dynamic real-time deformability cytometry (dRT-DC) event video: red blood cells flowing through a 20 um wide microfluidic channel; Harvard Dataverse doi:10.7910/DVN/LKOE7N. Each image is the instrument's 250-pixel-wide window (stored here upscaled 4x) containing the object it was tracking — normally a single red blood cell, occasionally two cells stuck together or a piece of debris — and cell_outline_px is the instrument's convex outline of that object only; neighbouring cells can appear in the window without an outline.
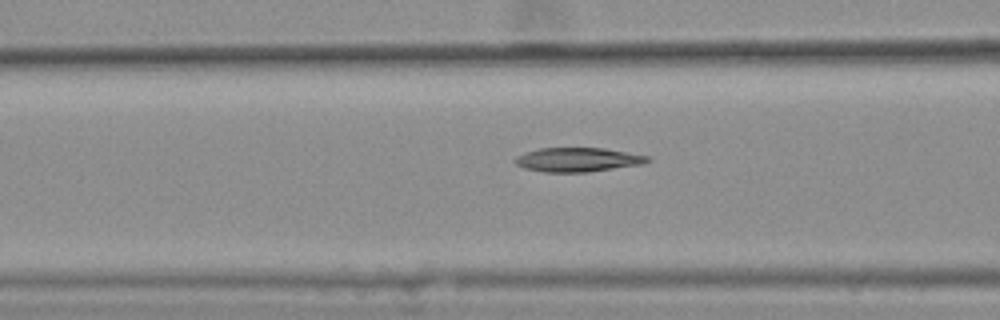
{"species": "common noctule bat (a hibernating species)", "species_latin": "Nyctalus noctula", "temperature_condition": "warm", "stored_images_in_passage": 50, "camera_frame_rate_fps": 3000, "um_per_image_px": 0.085, "animal": {"sex": "female", "body_mass_g": 25.1}, "frame": {"image": 1, "passage_image": 22, "time_ms": 7.0, "image_size_px": [1000, 320], "cell_outline_px": [[652, 160], [644, 164], [588, 172], [544, 172], [524, 168], [516, 164], [512, 160], [516, 156], [540, 148], [604, 148], [648, 156]], "centroid_in_image_um": [49.12, 13.58], "position_along_channel_um": 117.5, "area_um2": 18.61}, "authors_computed_cell_mechanics": {"area_um2": 18.7561, "velocity_mm_per_s": 3.6478, "shape_relaxation_time_tau1_ms": null, "shape_relaxation_time_tau2_ms": 11.2831, "deformation_change_tau1": null, "deformation_change_tau2": 0.2078}}